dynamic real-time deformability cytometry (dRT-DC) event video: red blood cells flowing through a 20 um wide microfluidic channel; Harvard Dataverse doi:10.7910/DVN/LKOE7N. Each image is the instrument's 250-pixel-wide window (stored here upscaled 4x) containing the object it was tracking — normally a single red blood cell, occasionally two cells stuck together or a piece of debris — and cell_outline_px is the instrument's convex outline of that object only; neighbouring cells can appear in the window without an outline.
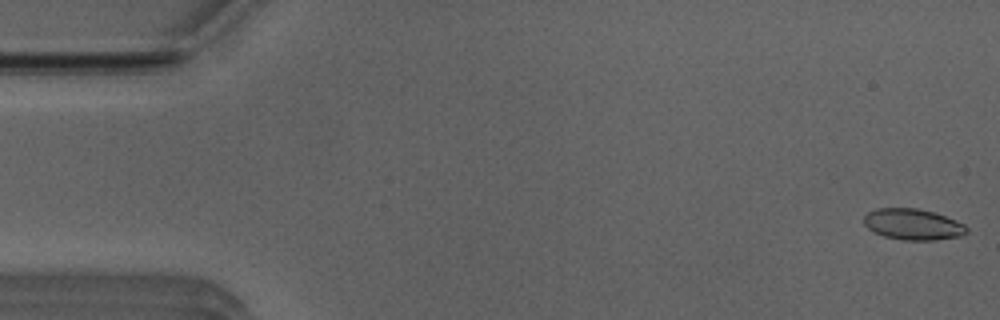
{"species": "Egyptian fruit bat (a non-hibernating species)", "species_latin": "Rousettus aegyptiacus", "temperature_condition": "room temperature", "stored_images_in_passage": 52, "camera_frame_rate_fps": 3000, "um_per_image_px": 0.085, "animal": {"sex": "male"}, "frame": {"image": 1, "passage_image": 1, "time_ms": 0.0, "image_size_px": [1000, 320], "cell_outline_px": [[968, 232], [960, 236], [936, 240], [904, 240], [884, 236], [868, 228], [864, 224], [864, 216], [868, 212], [876, 208], [916, 208], [932, 212], [956, 220], [964, 224], [968, 228]], "centroid_in_image_um": [77.61, 19.07], "position_along_channel_um": 7.4, "area_um2": 18.5}}
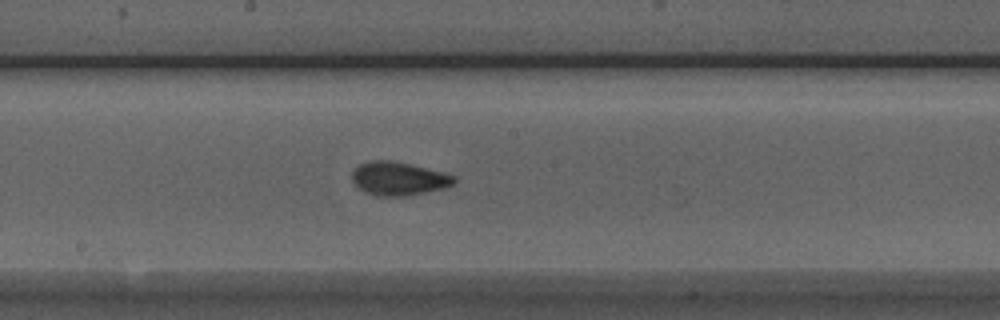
{"frame": {"image": 2, "passage_image": 27, "time_ms": 8.667, "image_size_px": [1000, 320], "cell_outline_px": [[456, 184], [444, 188], [404, 196], [380, 196], [364, 192], [352, 180], [352, 172], [360, 164], [368, 160], [392, 160], [444, 172], [456, 176]], "centroid_in_image_um": [33.9, 15.17], "position_along_channel_um": 214.3, "area_um2": 19.88}}
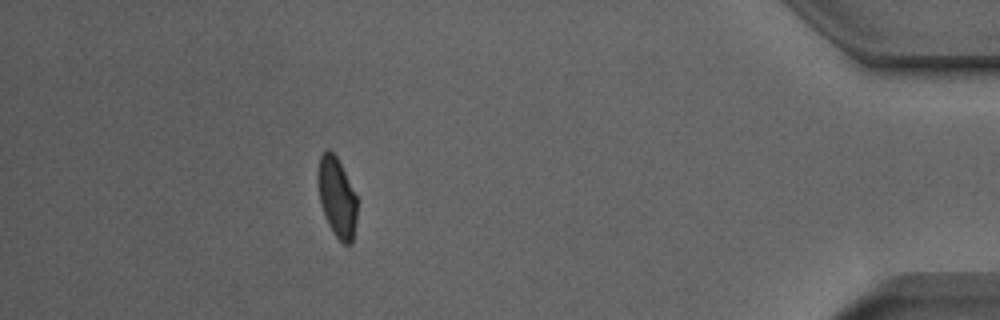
{"frame": {"image": 3, "passage_image": 46, "time_ms": 15.0, "image_size_px": [1000, 320], "cell_outline_px": [[356, 216], [352, 244], [344, 244], [336, 236], [328, 224], [324, 216], [320, 204], [316, 180], [316, 176], [320, 156], [328, 148], [336, 156], [356, 196]], "centroid_in_image_um": [28.59, 16.76], "position_along_channel_um": 406.6, "area_um2": 18.09}, "authors_computed_cell_mechanics": {"area_um2": 19.0451, "velocity_mm_per_s": 3.9358, "shape_relaxation_time_tau1_ms": 3.5921, "shape_relaxation_time_tau2_ms": 1.6259, "deformation_change_tau1": 0.1136, "deformation_change_tau2": 0.0447}}